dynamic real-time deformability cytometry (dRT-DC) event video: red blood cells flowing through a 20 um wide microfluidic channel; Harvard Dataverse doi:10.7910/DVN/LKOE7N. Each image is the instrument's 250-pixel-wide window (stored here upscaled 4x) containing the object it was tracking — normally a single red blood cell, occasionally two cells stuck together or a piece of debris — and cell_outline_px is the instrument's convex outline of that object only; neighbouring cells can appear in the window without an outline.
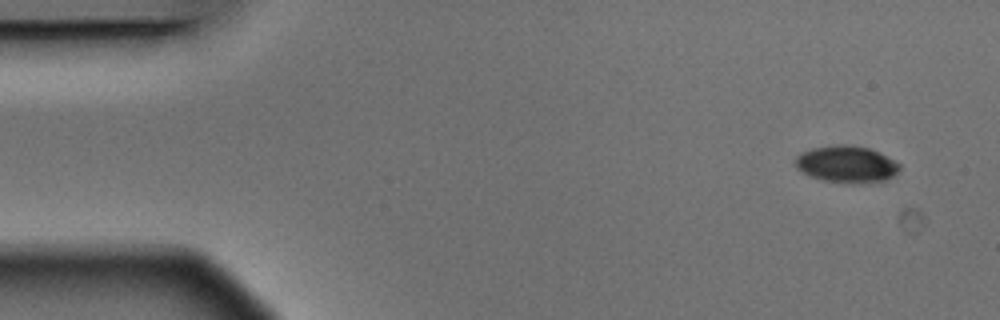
{"species": "Egyptian fruit bat (a non-hibernating species)", "species_latin": "Rousettus aegyptiacus", "temperature_condition": "warm", "stored_images_in_passage": 3, "camera_frame_rate_fps": 3000, "um_per_image_px": 0.085, "animal": {"sex": "male"}, "frame": {"image": 1, "passage_image": 1, "time_ms": 0.0, "image_size_px": [1000, 320], "cell_outline_px": [[900, 168], [892, 176], [884, 180], [860, 184], [824, 180], [812, 176], [796, 168], [796, 156], [800, 152], [812, 148], [840, 144], [844, 144], [868, 148], [900, 164]], "centroid_in_image_um": [71.93, 13.96], "position_along_channel_um": 13.1, "area_um2": 21.91}}